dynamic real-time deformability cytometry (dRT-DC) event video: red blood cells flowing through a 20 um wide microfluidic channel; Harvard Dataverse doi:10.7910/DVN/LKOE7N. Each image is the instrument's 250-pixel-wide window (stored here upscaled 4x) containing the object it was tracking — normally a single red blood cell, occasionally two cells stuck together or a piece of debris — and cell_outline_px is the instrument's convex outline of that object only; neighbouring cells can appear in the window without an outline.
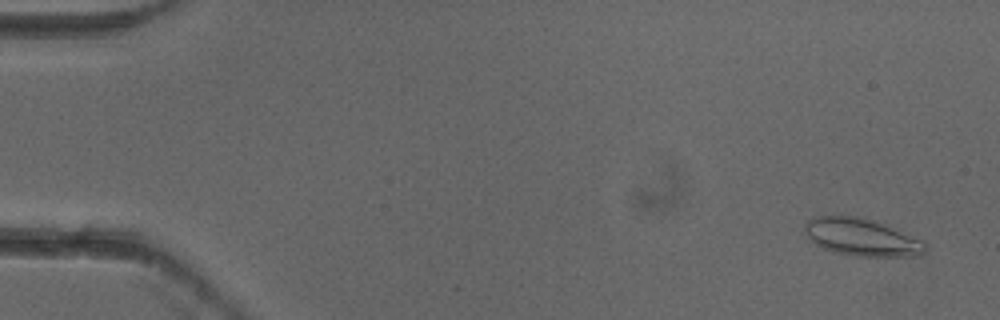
{"species": "common noctule bat (a hibernating species)", "species_latin": "Nyctalus noctula", "temperature_condition": "cold", "stored_images_in_passage": 5, "camera_frame_rate_fps": 3000, "um_per_image_px": 0.085, "animal": {"sex": "female"}, "frame": {"image": 1, "passage_image": 1, "time_ms": 0.0, "image_size_px": [1000, 320], "cell_outline_px": [[928, 248], [924, 252], [916, 256], [856, 256], [832, 252], [816, 244], [808, 236], [804, 228], [804, 224], [808, 220], [816, 216], [864, 216], [900, 228], [924, 240]], "centroid_in_image_um": [73.33, 20.14], "position_along_channel_um": 11.7, "area_um2": 26.88}}
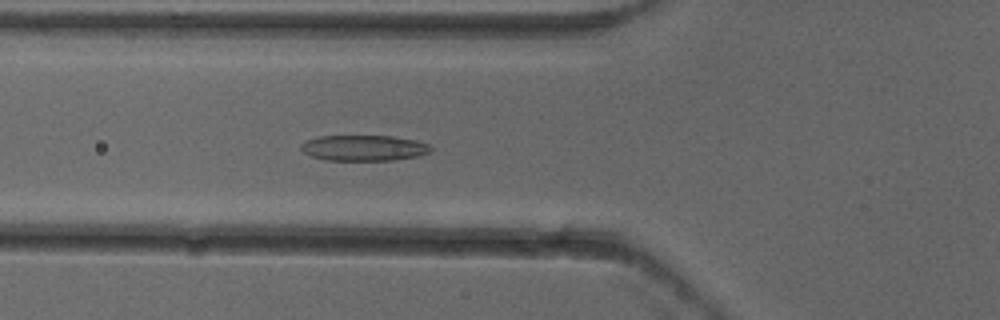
{"frame": {"image": 2, "passage_image": 5, "time_ms": 1.333, "image_size_px": [1000, 320], "cell_outline_px": [[432, 148], [428, 152], [416, 156], [392, 160], [324, 160], [312, 156], [304, 152], [300, 148], [300, 144], [304, 140], [320, 136], [392, 136], [416, 140], [428, 144]], "centroid_in_image_um": [30.88, 12.57], "position_along_channel_um": 94.9, "area_um2": 19.36}}